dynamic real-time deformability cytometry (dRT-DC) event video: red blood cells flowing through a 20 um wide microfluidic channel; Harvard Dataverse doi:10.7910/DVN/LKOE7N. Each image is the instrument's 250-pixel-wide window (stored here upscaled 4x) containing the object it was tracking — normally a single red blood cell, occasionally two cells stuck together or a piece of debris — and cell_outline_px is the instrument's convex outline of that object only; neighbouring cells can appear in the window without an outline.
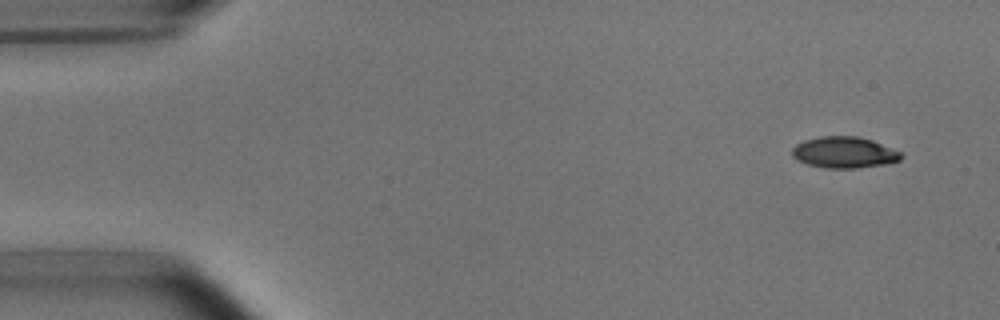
{"species": "common noctule bat (a hibernating species)", "species_latin": "Nyctalus noctula", "temperature_condition": "room temperature", "stored_images_in_passage": 4, "camera_frame_rate_fps": 3000, "um_per_image_px": 0.085, "animal": {"sex": "male", "body_mass_g": 15.6}, "frame": {"image": 1, "passage_image": 1, "time_ms": 0.0, "image_size_px": [1000, 320], "cell_outline_px": [[900, 160], [884, 164], [856, 168], [824, 168], [808, 164], [796, 160], [792, 156], [792, 148], [796, 144], [804, 140], [820, 136], [856, 136], [872, 140], [900, 152]], "centroid_in_image_um": [71.69, 12.95], "position_along_channel_um": 13.3, "area_um2": 19.71}}
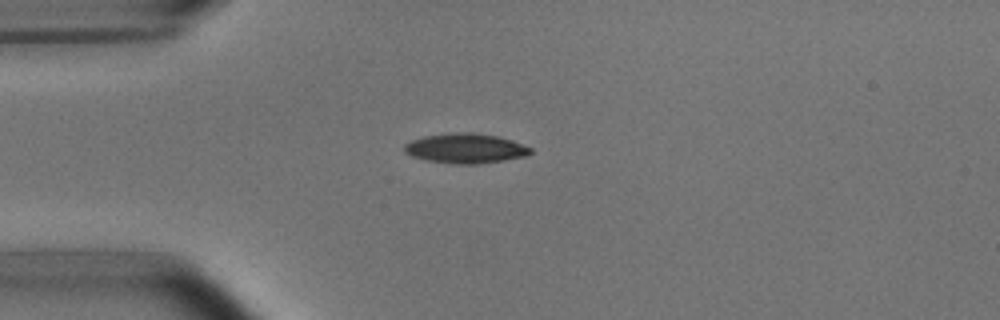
{"frame": {"image": 2, "passage_image": 4, "time_ms": 3.333, "image_size_px": [1000, 320], "cell_outline_px": [[532, 152], [528, 156], [504, 160], [476, 164], [456, 164], [424, 160], [412, 156], [404, 152], [404, 144], [412, 140], [424, 136], [452, 132], [472, 132], [496, 136], [512, 140], [532, 148]], "centroid_in_image_um": [39.56, 12.61], "position_along_channel_um": 45.4, "area_um2": 22.02}}